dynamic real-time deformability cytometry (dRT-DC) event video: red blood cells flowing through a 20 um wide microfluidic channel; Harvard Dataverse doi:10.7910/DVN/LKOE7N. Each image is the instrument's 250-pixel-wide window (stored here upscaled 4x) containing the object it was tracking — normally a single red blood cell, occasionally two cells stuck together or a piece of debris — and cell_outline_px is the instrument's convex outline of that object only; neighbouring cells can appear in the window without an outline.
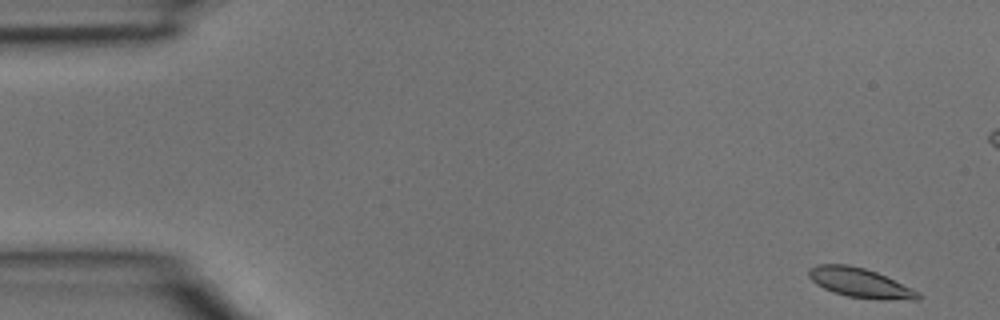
{"species": "common noctule bat (a hibernating species)", "species_latin": "Nyctalus noctula", "temperature_condition": "room temperature", "stored_images_in_passage": 4, "camera_frame_rate_fps": 3000, "um_per_image_px": 0.085, "animal": {"sex": "male", "body_mass_g": 15.6}, "frame": {"image": 1, "passage_image": 1, "time_ms": 0.0, "image_size_px": [1000, 320], "cell_outline_px": [[920, 300], [884, 300], [848, 296], [832, 292], [816, 284], [808, 276], [808, 268], [816, 264], [848, 264], [864, 268], [876, 272], [912, 288], [920, 292]], "centroid_in_image_um": [73.1, 24.04], "position_along_channel_um": 11.9, "area_um2": 18.84}}